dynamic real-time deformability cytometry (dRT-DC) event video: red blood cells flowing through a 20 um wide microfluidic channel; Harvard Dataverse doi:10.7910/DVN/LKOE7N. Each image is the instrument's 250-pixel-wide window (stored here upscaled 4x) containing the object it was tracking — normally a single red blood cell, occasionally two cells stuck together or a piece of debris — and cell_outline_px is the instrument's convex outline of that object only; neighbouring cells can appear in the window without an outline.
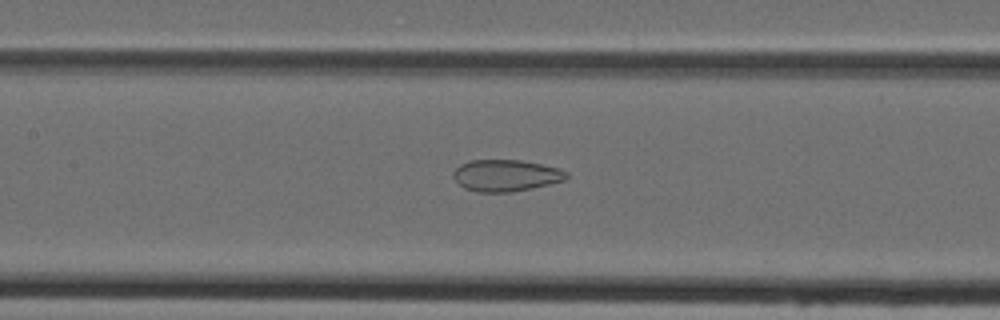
{"species": "Egyptian fruit bat (a non-hibernating species)", "species_latin": "Rousettus aegyptiacus", "temperature_condition": "cold", "stored_images_in_passage": 35, "camera_frame_rate_fps": 3000, "um_per_image_px": 0.085, "animal": {"sex": "female"}, "frame": {"image": 1, "passage_image": 10, "time_ms": 3.0, "image_size_px": [1000, 320], "cell_outline_px": [[568, 180], [512, 192], [476, 192], [464, 188], [452, 176], [452, 172], [460, 164], [468, 160], [520, 160], [560, 168], [568, 172]], "centroid_in_image_um": [43.01, 14.91], "position_along_channel_um": 164.4, "area_um2": 21.04}}
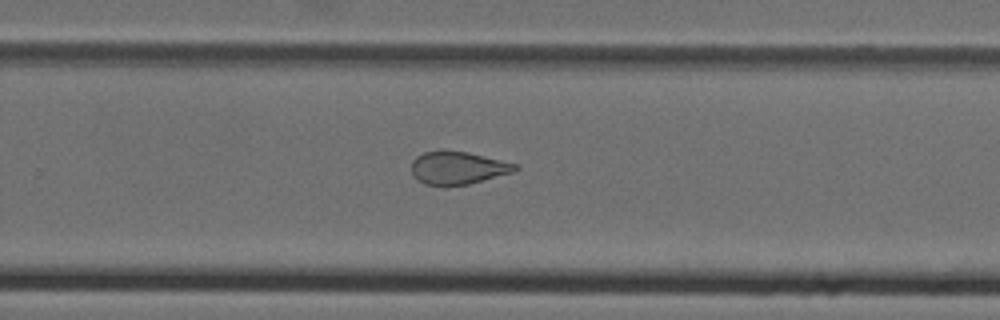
{"frame": {"image": 2, "passage_image": 19, "time_ms": 6.0, "image_size_px": [1000, 320], "cell_outline_px": [[520, 168], [512, 172], [468, 184], [444, 188], [424, 184], [416, 180], [412, 172], [412, 160], [416, 156], [424, 152], [468, 152], [520, 164]], "centroid_in_image_um": [38.91, 14.31], "position_along_channel_um": 290.9, "area_um2": 20.0}}
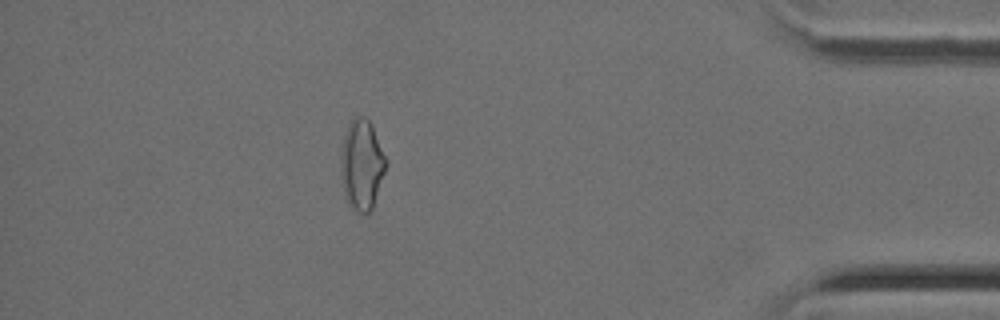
{"frame": {"image": 3, "passage_image": 30, "time_ms": 9.667, "image_size_px": [1000, 320], "cell_outline_px": [[388, 160], [372, 208], [368, 212], [356, 212], [348, 204], [344, 196], [340, 172], [340, 152], [344, 132], [348, 124], [356, 116], [364, 116], [372, 124]], "centroid_in_image_um": [30.72, 13.96], "position_along_channel_um": 404.5, "area_um2": 24.04}}